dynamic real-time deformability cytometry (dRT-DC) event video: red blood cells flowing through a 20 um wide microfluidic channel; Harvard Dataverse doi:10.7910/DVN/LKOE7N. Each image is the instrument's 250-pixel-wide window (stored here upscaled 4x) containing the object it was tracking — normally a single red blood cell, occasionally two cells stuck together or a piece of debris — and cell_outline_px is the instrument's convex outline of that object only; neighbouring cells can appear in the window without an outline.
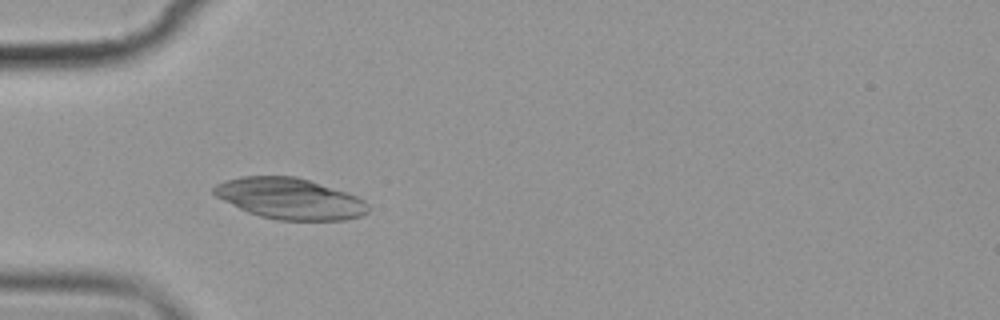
{"species": "common noctule bat (a hibernating species)", "species_latin": "Nyctalus noctula", "temperature_condition": "cold", "stored_images_in_passage": 14, "camera_frame_rate_fps": 3000, "um_per_image_px": 0.085, "animal": {"sex": "female", "body_mass_g": 19.9}, "frame": {"image": 1, "passage_image": 4, "time_ms": 4.0, "image_size_px": [1000, 320], "cell_outline_px": [[368, 212], [360, 216], [344, 220], [276, 220], [260, 216], [248, 212], [216, 196], [212, 192], [212, 188], [216, 184], [224, 180], [240, 176], [296, 176], [356, 196], [364, 200], [368, 204]], "centroid_in_image_um": [24.6, 16.88], "position_along_channel_um": 60.4, "area_um2": 36.59}}
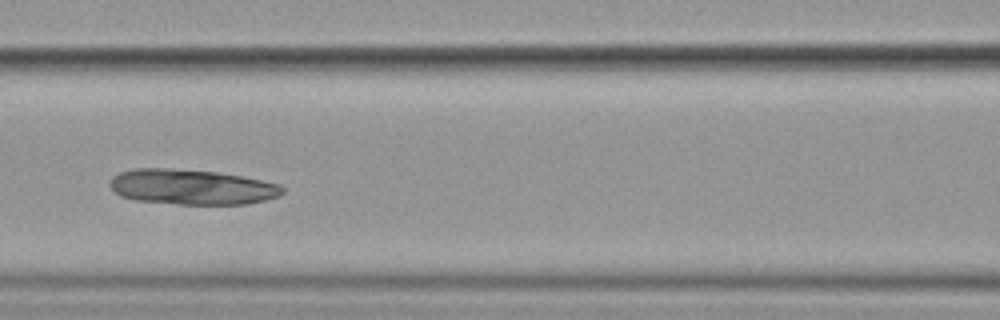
{"frame": {"image": 2, "passage_image": 6, "time_ms": 6.667, "image_size_px": [1000, 320], "cell_outline_px": [[284, 192], [280, 196], [264, 200], [244, 204], [176, 204], [136, 200], [120, 196], [108, 184], [112, 176], [120, 172], [136, 168], [168, 168], [216, 172], [240, 176], [280, 184], [284, 188]], "centroid_in_image_um": [16.28, 15.89], "position_along_channel_um": 150.3, "area_um2": 35.37}}
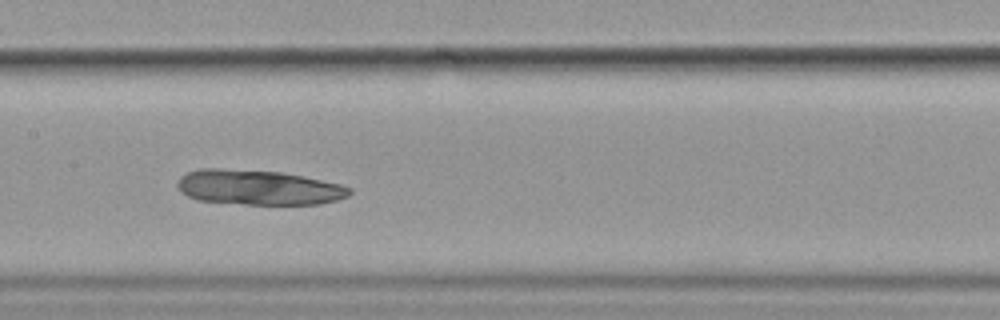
{"frame": {"image": 3, "passage_image": 7, "time_ms": 7.667, "image_size_px": [1000, 320], "cell_outline_px": [[352, 192], [348, 196], [336, 200], [320, 204], [244, 204], [196, 200], [180, 192], [176, 184], [176, 180], [180, 176], [188, 172], [200, 168], [220, 168], [280, 172], [304, 176], [340, 184], [352, 188]], "centroid_in_image_um": [21.93, 15.93], "position_along_channel_um": 185.5, "area_um2": 35.26}}